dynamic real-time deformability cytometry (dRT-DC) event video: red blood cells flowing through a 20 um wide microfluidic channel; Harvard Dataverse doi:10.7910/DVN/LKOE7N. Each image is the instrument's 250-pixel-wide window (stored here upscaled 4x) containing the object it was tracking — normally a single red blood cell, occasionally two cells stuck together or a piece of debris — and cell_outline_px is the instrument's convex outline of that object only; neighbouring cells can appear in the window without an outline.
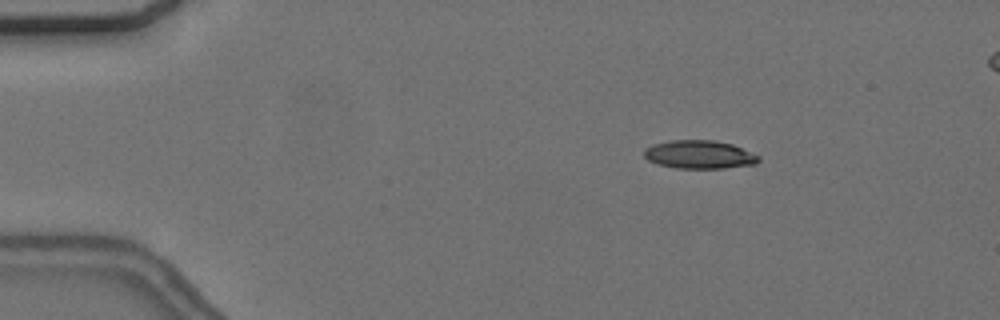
{"species": "common noctule bat (a hibernating species)", "species_latin": "Nyctalus noctula", "temperature_condition": "cold", "stored_images_in_passage": 53, "segment_of_instrument_passage": [1, 2], "camera_frame_rate_fps": 3000, "um_per_image_px": 0.085, "animal": {"sex": "female", "body_mass_g": 24.6, "forearm_length_mm": 56.2}, "frame": {"image": 1, "passage_image": 5, "time_ms": 1.333, "image_size_px": [1000, 320], "cell_outline_px": [[760, 160], [756, 164], [724, 168], [676, 168], [656, 164], [648, 160], [644, 156], [644, 148], [652, 144], [668, 140], [712, 140], [732, 144], [760, 156]], "centroid_in_image_um": [59.42, 13.13], "position_along_channel_um": 25.6, "area_um2": 19.02}}
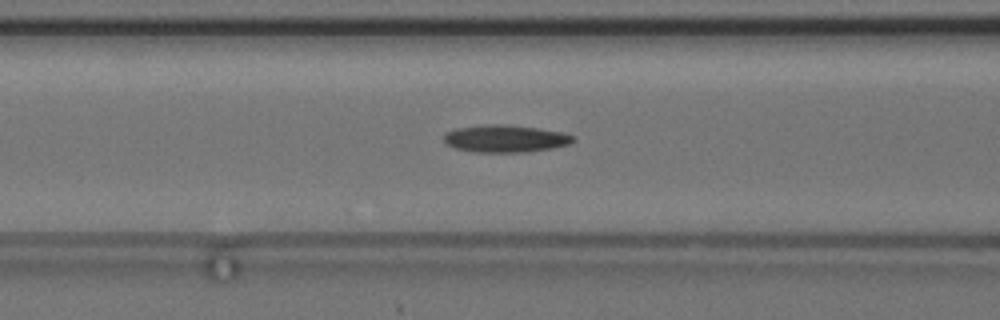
{"frame": {"image": 2, "passage_image": 19, "time_ms": 6.0, "image_size_px": [1000, 320], "cell_outline_px": [[576, 140], [568, 144], [552, 148], [528, 152], [476, 152], [456, 148], [444, 144], [444, 132], [456, 128], [484, 124], [504, 124], [536, 128], [564, 132], [576, 136]], "centroid_in_image_um": [42.95, 11.78], "position_along_channel_um": 123.7, "area_um2": 20.81}}
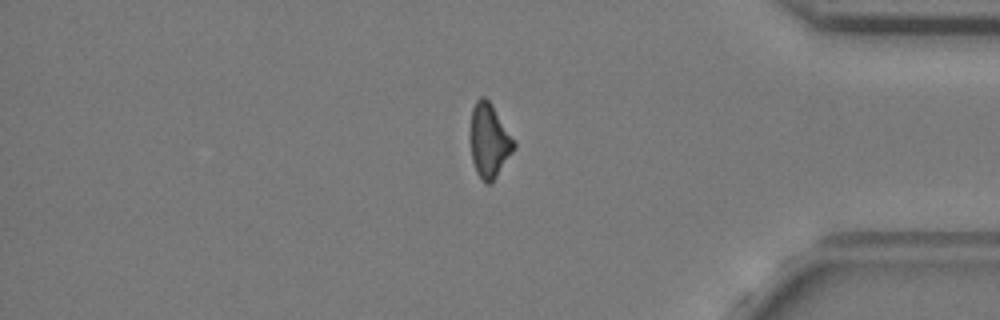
{"frame": {"image": 3, "passage_image": 43, "time_ms": 14.0, "image_size_px": [1000, 320], "cell_outline_px": [[516, 148], [492, 184], [484, 184], [476, 172], [472, 160], [468, 136], [472, 108], [476, 100], [480, 96], [484, 96], [492, 104], [516, 140]], "centroid_in_image_um": [41.58, 11.97], "position_along_channel_um": 393.6, "area_um2": 19.71}}